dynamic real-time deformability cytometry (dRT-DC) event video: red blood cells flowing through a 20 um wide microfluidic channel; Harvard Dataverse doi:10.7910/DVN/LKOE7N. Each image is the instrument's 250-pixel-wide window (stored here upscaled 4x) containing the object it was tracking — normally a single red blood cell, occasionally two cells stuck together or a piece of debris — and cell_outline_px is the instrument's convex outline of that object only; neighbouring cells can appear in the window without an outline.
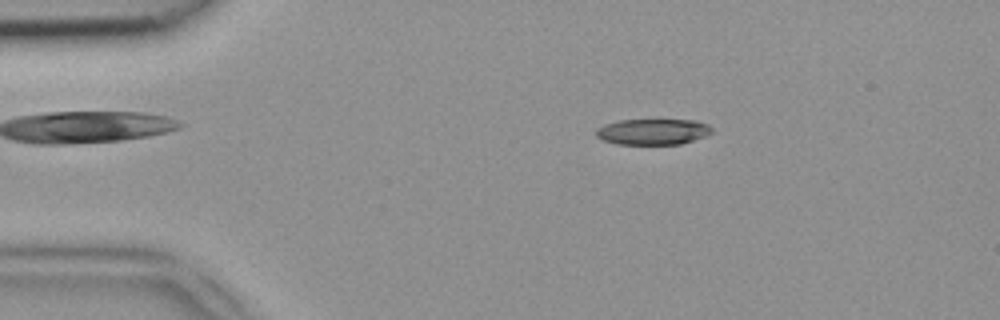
{"species": "common noctule bat (a hibernating species)", "species_latin": "Nyctalus noctula", "temperature_condition": "room temperature", "stored_images_in_passage": 47, "camera_frame_rate_fps": 3000, "um_per_image_px": 0.085, "animal": {"sex": "female", "body_mass_g": 18.4}, "frame": {"image": 1, "passage_image": 8, "time_ms": 2.333, "image_size_px": [1000, 320], "cell_outline_px": [[712, 132], [704, 136], [680, 144], [616, 144], [604, 140], [596, 136], [596, 128], [604, 124], [620, 120], [696, 120], [708, 124], [712, 128]], "centroid_in_image_um": [55.48, 11.19], "position_along_channel_um": 29.5, "area_um2": 17.4}}
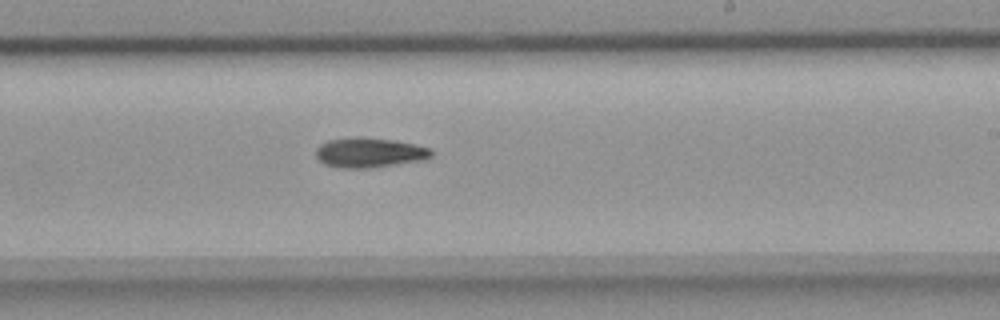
{"frame": {"image": 2, "passage_image": 28, "time_ms": 9.0, "image_size_px": [1000, 320], "cell_outline_px": [[432, 156], [428, 160], [372, 168], [340, 168], [324, 164], [316, 156], [316, 148], [320, 144], [328, 140], [356, 136], [364, 136], [392, 140], [432, 148]], "centroid_in_image_um": [31.42, 12.97], "position_along_channel_um": 257.6, "area_um2": 20.46}}
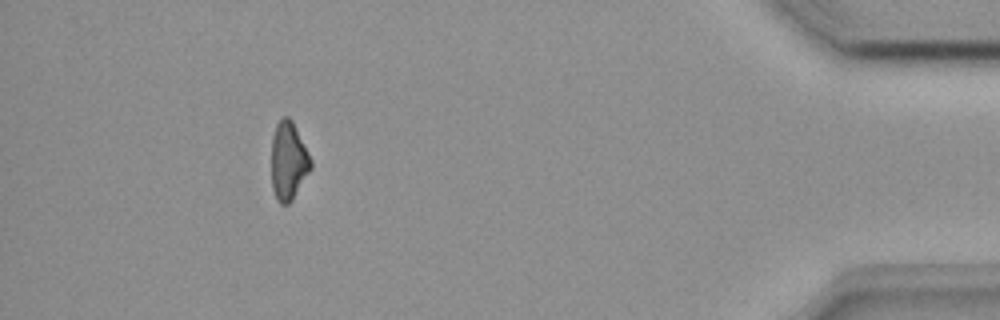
{"frame": {"image": 3, "passage_image": 43, "time_ms": 14.0, "image_size_px": [1000, 320], "cell_outline_px": [[312, 168], [292, 200], [288, 204], [280, 204], [276, 200], [272, 188], [272, 136], [276, 124], [284, 116], [288, 116], [292, 120], [312, 160]], "centroid_in_image_um": [24.52, 13.69], "position_along_channel_um": 410.7, "area_um2": 17.98}}